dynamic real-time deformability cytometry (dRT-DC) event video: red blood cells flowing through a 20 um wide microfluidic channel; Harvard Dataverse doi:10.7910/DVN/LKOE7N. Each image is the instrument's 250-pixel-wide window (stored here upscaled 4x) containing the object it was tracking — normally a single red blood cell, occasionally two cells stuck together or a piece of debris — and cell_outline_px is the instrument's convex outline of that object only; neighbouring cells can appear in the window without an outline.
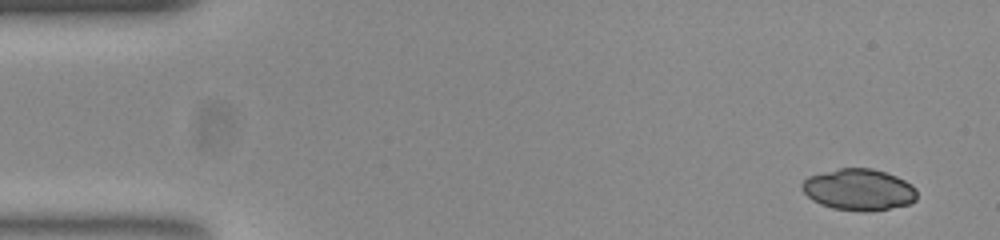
{"species": "common noctule bat (a hibernating species)", "species_latin": "Nyctalus noctula", "temperature_condition": "room temperature", "stored_images_in_passage": 51, "camera_frame_rate_fps": 3000, "um_per_image_px": 0.085, "animal": {"sex": "female", "body_mass_g": 23.0, "forearm_length_mm": 53.4}, "frame": {"image": 1, "passage_image": 2, "time_ms": 0.333, "image_size_px": [1000, 240], "cell_outline_px": [[916, 200], [912, 204], [868, 212], [864, 212], [832, 208], [820, 204], [812, 200], [800, 188], [800, 184], [808, 176], [840, 168], [872, 168], [896, 176], [912, 184], [916, 188]], "centroid_in_image_um": [73.0, 16.13], "position_along_channel_um": 12.0, "area_um2": 27.98}}
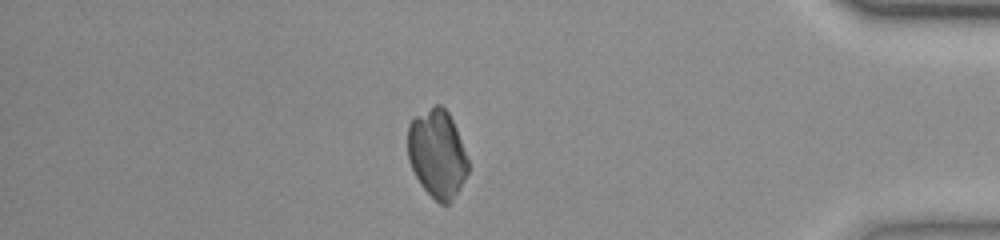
{"frame": {"image": 2, "passage_image": 44, "time_ms": 14.333, "image_size_px": [1000, 240], "cell_outline_px": [[468, 172], [464, 180], [452, 200], [448, 204], [440, 204], [420, 184], [412, 168], [408, 156], [408, 124], [416, 116], [432, 104], [440, 104], [448, 112], [456, 128], [468, 160]], "centroid_in_image_um": [37.15, 13.04], "position_along_channel_um": 398.0, "area_um2": 30.75}}
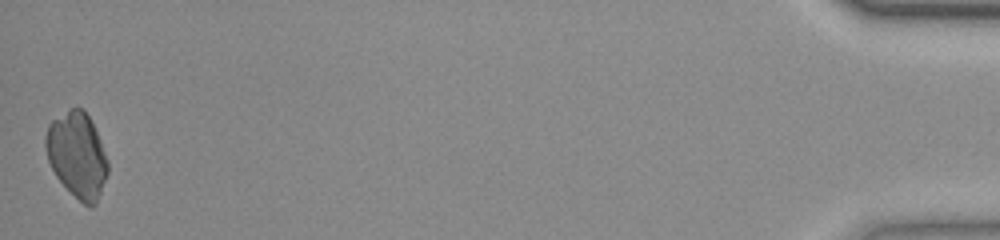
{"frame": {"image": 3, "passage_image": 51, "time_ms": 16.667, "image_size_px": [1000, 240], "cell_outline_px": [[108, 172], [96, 204], [92, 208], [84, 204], [56, 176], [48, 160], [44, 144], [44, 136], [48, 124], [52, 120], [72, 108], [84, 108], [100, 140], [108, 160]], "centroid_in_image_um": [6.55, 13.16], "position_along_channel_um": 428.7, "area_um2": 30.58}}